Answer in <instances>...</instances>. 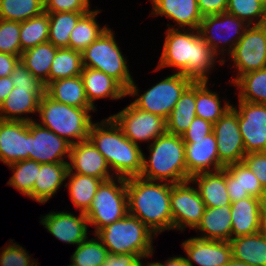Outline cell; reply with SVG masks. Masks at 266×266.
I'll return each instance as SVG.
<instances>
[{
	"instance_id": "6da1fadb",
	"label": "cell",
	"mask_w": 266,
	"mask_h": 266,
	"mask_svg": "<svg viewBox=\"0 0 266 266\" xmlns=\"http://www.w3.org/2000/svg\"><path fill=\"white\" fill-rule=\"evenodd\" d=\"M167 26L169 28L164 38L163 51L155 71L172 67L177 69L176 73L187 76L193 81H208V72L214 67L218 57L201 37L199 30L180 28V31L172 25L167 24Z\"/></svg>"
},
{
	"instance_id": "7a4b0ae2",
	"label": "cell",
	"mask_w": 266,
	"mask_h": 266,
	"mask_svg": "<svg viewBox=\"0 0 266 266\" xmlns=\"http://www.w3.org/2000/svg\"><path fill=\"white\" fill-rule=\"evenodd\" d=\"M171 188L172 183H156L140 176L126 179L128 214L141 220L156 236L173 229Z\"/></svg>"
},
{
	"instance_id": "3957f363",
	"label": "cell",
	"mask_w": 266,
	"mask_h": 266,
	"mask_svg": "<svg viewBox=\"0 0 266 266\" xmlns=\"http://www.w3.org/2000/svg\"><path fill=\"white\" fill-rule=\"evenodd\" d=\"M89 140L115 171L112 173L115 177L127 179L140 176L143 152L139 145L123 134L111 117L91 124Z\"/></svg>"
},
{
	"instance_id": "277c9868",
	"label": "cell",
	"mask_w": 266,
	"mask_h": 266,
	"mask_svg": "<svg viewBox=\"0 0 266 266\" xmlns=\"http://www.w3.org/2000/svg\"><path fill=\"white\" fill-rule=\"evenodd\" d=\"M148 160L143 154L140 177L172 184L187 181L185 143L181 135L165 134L148 144Z\"/></svg>"
},
{
	"instance_id": "5b68a950",
	"label": "cell",
	"mask_w": 266,
	"mask_h": 266,
	"mask_svg": "<svg viewBox=\"0 0 266 266\" xmlns=\"http://www.w3.org/2000/svg\"><path fill=\"white\" fill-rule=\"evenodd\" d=\"M91 110L95 111L96 109L66 105L45 94L40 99L37 113L40 116V125L73 145L89 140V130L93 123L89 114Z\"/></svg>"
},
{
	"instance_id": "8992f818",
	"label": "cell",
	"mask_w": 266,
	"mask_h": 266,
	"mask_svg": "<svg viewBox=\"0 0 266 266\" xmlns=\"http://www.w3.org/2000/svg\"><path fill=\"white\" fill-rule=\"evenodd\" d=\"M109 254H137L142 260L153 255L156 235L141 220L127 214L123 219L100 229L95 234Z\"/></svg>"
},
{
	"instance_id": "52a82bcc",
	"label": "cell",
	"mask_w": 266,
	"mask_h": 266,
	"mask_svg": "<svg viewBox=\"0 0 266 266\" xmlns=\"http://www.w3.org/2000/svg\"><path fill=\"white\" fill-rule=\"evenodd\" d=\"M107 28L89 47L82 51V65L104 72L116 80L128 96H137L138 87L129 73L127 60L122 55L114 38Z\"/></svg>"
},
{
	"instance_id": "ba28073f",
	"label": "cell",
	"mask_w": 266,
	"mask_h": 266,
	"mask_svg": "<svg viewBox=\"0 0 266 266\" xmlns=\"http://www.w3.org/2000/svg\"><path fill=\"white\" fill-rule=\"evenodd\" d=\"M84 214L88 224L94 225L95 234L113 222L123 219L128 214L126 179L114 177L103 181Z\"/></svg>"
},
{
	"instance_id": "9c48e42d",
	"label": "cell",
	"mask_w": 266,
	"mask_h": 266,
	"mask_svg": "<svg viewBox=\"0 0 266 266\" xmlns=\"http://www.w3.org/2000/svg\"><path fill=\"white\" fill-rule=\"evenodd\" d=\"M192 82L191 78L174 73L152 86L132 103L143 111L167 120L181 94Z\"/></svg>"
},
{
	"instance_id": "30bf717a",
	"label": "cell",
	"mask_w": 266,
	"mask_h": 266,
	"mask_svg": "<svg viewBox=\"0 0 266 266\" xmlns=\"http://www.w3.org/2000/svg\"><path fill=\"white\" fill-rule=\"evenodd\" d=\"M248 26V24L238 17L223 12L204 16L198 30L201 37L211 47L217 57L219 54H222L223 57V54L227 52L223 45H229L228 54H231ZM220 44H222V46ZM219 47L222 49L220 50Z\"/></svg>"
},
{
	"instance_id": "8fae6325",
	"label": "cell",
	"mask_w": 266,
	"mask_h": 266,
	"mask_svg": "<svg viewBox=\"0 0 266 266\" xmlns=\"http://www.w3.org/2000/svg\"><path fill=\"white\" fill-rule=\"evenodd\" d=\"M237 69L233 84L241 75L266 67V28L263 25L248 26L229 55Z\"/></svg>"
},
{
	"instance_id": "7c38bea8",
	"label": "cell",
	"mask_w": 266,
	"mask_h": 266,
	"mask_svg": "<svg viewBox=\"0 0 266 266\" xmlns=\"http://www.w3.org/2000/svg\"><path fill=\"white\" fill-rule=\"evenodd\" d=\"M123 134L134 144L138 141H154L167 132V123L161 116L143 111L132 102L117 114L110 116Z\"/></svg>"
},
{
	"instance_id": "4fadbf2b",
	"label": "cell",
	"mask_w": 266,
	"mask_h": 266,
	"mask_svg": "<svg viewBox=\"0 0 266 266\" xmlns=\"http://www.w3.org/2000/svg\"><path fill=\"white\" fill-rule=\"evenodd\" d=\"M191 180L172 184L170 206L173 219V230L195 229L205 211V203L197 188L190 186Z\"/></svg>"
},
{
	"instance_id": "5bb4252c",
	"label": "cell",
	"mask_w": 266,
	"mask_h": 266,
	"mask_svg": "<svg viewBox=\"0 0 266 266\" xmlns=\"http://www.w3.org/2000/svg\"><path fill=\"white\" fill-rule=\"evenodd\" d=\"M233 108L238 113L246 154L266 152V104L239 100Z\"/></svg>"
},
{
	"instance_id": "9a60e30c",
	"label": "cell",
	"mask_w": 266,
	"mask_h": 266,
	"mask_svg": "<svg viewBox=\"0 0 266 266\" xmlns=\"http://www.w3.org/2000/svg\"><path fill=\"white\" fill-rule=\"evenodd\" d=\"M219 162L225 167L242 162L246 155L239 130L238 113L232 107L213 124Z\"/></svg>"
},
{
	"instance_id": "2e32d148",
	"label": "cell",
	"mask_w": 266,
	"mask_h": 266,
	"mask_svg": "<svg viewBox=\"0 0 266 266\" xmlns=\"http://www.w3.org/2000/svg\"><path fill=\"white\" fill-rule=\"evenodd\" d=\"M71 144L64 138L40 125L29 122V160L38 163H59L69 158Z\"/></svg>"
},
{
	"instance_id": "e0dca14e",
	"label": "cell",
	"mask_w": 266,
	"mask_h": 266,
	"mask_svg": "<svg viewBox=\"0 0 266 266\" xmlns=\"http://www.w3.org/2000/svg\"><path fill=\"white\" fill-rule=\"evenodd\" d=\"M29 159V122L0 119V160L7 166Z\"/></svg>"
},
{
	"instance_id": "ac0fdd59",
	"label": "cell",
	"mask_w": 266,
	"mask_h": 266,
	"mask_svg": "<svg viewBox=\"0 0 266 266\" xmlns=\"http://www.w3.org/2000/svg\"><path fill=\"white\" fill-rule=\"evenodd\" d=\"M183 142L185 143L188 180L195 174L214 172L224 168L219 162L214 133L200 139H183Z\"/></svg>"
},
{
	"instance_id": "d6986e66",
	"label": "cell",
	"mask_w": 266,
	"mask_h": 266,
	"mask_svg": "<svg viewBox=\"0 0 266 266\" xmlns=\"http://www.w3.org/2000/svg\"><path fill=\"white\" fill-rule=\"evenodd\" d=\"M69 159L68 172L99 178L103 181L115 177L110 174V167L104 156L90 140L71 145Z\"/></svg>"
},
{
	"instance_id": "ffe728a7",
	"label": "cell",
	"mask_w": 266,
	"mask_h": 266,
	"mask_svg": "<svg viewBox=\"0 0 266 266\" xmlns=\"http://www.w3.org/2000/svg\"><path fill=\"white\" fill-rule=\"evenodd\" d=\"M189 266L195 262L199 266H226L232 259L229 241L206 240L192 237L182 243ZM192 260V261H191Z\"/></svg>"
},
{
	"instance_id": "44dd1931",
	"label": "cell",
	"mask_w": 266,
	"mask_h": 266,
	"mask_svg": "<svg viewBox=\"0 0 266 266\" xmlns=\"http://www.w3.org/2000/svg\"><path fill=\"white\" fill-rule=\"evenodd\" d=\"M74 216L67 212H50L43 216L40 223L53 236L62 242L78 245L88 238V219L83 212Z\"/></svg>"
},
{
	"instance_id": "7402d4cb",
	"label": "cell",
	"mask_w": 266,
	"mask_h": 266,
	"mask_svg": "<svg viewBox=\"0 0 266 266\" xmlns=\"http://www.w3.org/2000/svg\"><path fill=\"white\" fill-rule=\"evenodd\" d=\"M46 94V87H16L0 104V119L13 121H33L23 117L24 113L38 112L40 99ZM22 114V115H21ZM20 116V117H19Z\"/></svg>"
},
{
	"instance_id": "603a6c76",
	"label": "cell",
	"mask_w": 266,
	"mask_h": 266,
	"mask_svg": "<svg viewBox=\"0 0 266 266\" xmlns=\"http://www.w3.org/2000/svg\"><path fill=\"white\" fill-rule=\"evenodd\" d=\"M226 169V187L231 202L253 196L266 198V190L255 174L242 161L224 167Z\"/></svg>"
},
{
	"instance_id": "cb8c5ba5",
	"label": "cell",
	"mask_w": 266,
	"mask_h": 266,
	"mask_svg": "<svg viewBox=\"0 0 266 266\" xmlns=\"http://www.w3.org/2000/svg\"><path fill=\"white\" fill-rule=\"evenodd\" d=\"M261 204L262 199L253 196L231 203V238L261 231Z\"/></svg>"
},
{
	"instance_id": "d4e9b609",
	"label": "cell",
	"mask_w": 266,
	"mask_h": 266,
	"mask_svg": "<svg viewBox=\"0 0 266 266\" xmlns=\"http://www.w3.org/2000/svg\"><path fill=\"white\" fill-rule=\"evenodd\" d=\"M153 3L151 15L173 19L182 29H199L203 16L197 0H150Z\"/></svg>"
},
{
	"instance_id": "484cf974",
	"label": "cell",
	"mask_w": 266,
	"mask_h": 266,
	"mask_svg": "<svg viewBox=\"0 0 266 266\" xmlns=\"http://www.w3.org/2000/svg\"><path fill=\"white\" fill-rule=\"evenodd\" d=\"M191 183L197 189L206 207H223L231 205L226 187V169L214 172H202L191 177Z\"/></svg>"
},
{
	"instance_id": "4316f807",
	"label": "cell",
	"mask_w": 266,
	"mask_h": 266,
	"mask_svg": "<svg viewBox=\"0 0 266 266\" xmlns=\"http://www.w3.org/2000/svg\"><path fill=\"white\" fill-rule=\"evenodd\" d=\"M84 89L89 104L93 107L94 101L101 98L121 99L127 96V91L112 77L104 72L83 67L81 72Z\"/></svg>"
},
{
	"instance_id": "83f0119b",
	"label": "cell",
	"mask_w": 266,
	"mask_h": 266,
	"mask_svg": "<svg viewBox=\"0 0 266 266\" xmlns=\"http://www.w3.org/2000/svg\"><path fill=\"white\" fill-rule=\"evenodd\" d=\"M195 230L202 232L198 238L216 241L231 239L232 220L230 205L206 207L200 223Z\"/></svg>"
},
{
	"instance_id": "f1b7e54d",
	"label": "cell",
	"mask_w": 266,
	"mask_h": 266,
	"mask_svg": "<svg viewBox=\"0 0 266 266\" xmlns=\"http://www.w3.org/2000/svg\"><path fill=\"white\" fill-rule=\"evenodd\" d=\"M68 162L40 163V171L33 186V200L46 203L66 180Z\"/></svg>"
},
{
	"instance_id": "f546056e",
	"label": "cell",
	"mask_w": 266,
	"mask_h": 266,
	"mask_svg": "<svg viewBox=\"0 0 266 266\" xmlns=\"http://www.w3.org/2000/svg\"><path fill=\"white\" fill-rule=\"evenodd\" d=\"M46 94L53 100L66 105L96 109L88 102L83 80L80 75L50 82L46 86Z\"/></svg>"
},
{
	"instance_id": "4dcf8cb0",
	"label": "cell",
	"mask_w": 266,
	"mask_h": 266,
	"mask_svg": "<svg viewBox=\"0 0 266 266\" xmlns=\"http://www.w3.org/2000/svg\"><path fill=\"white\" fill-rule=\"evenodd\" d=\"M229 243L232 258L251 266H266V236L262 231L231 238Z\"/></svg>"
},
{
	"instance_id": "1f68e13d",
	"label": "cell",
	"mask_w": 266,
	"mask_h": 266,
	"mask_svg": "<svg viewBox=\"0 0 266 266\" xmlns=\"http://www.w3.org/2000/svg\"><path fill=\"white\" fill-rule=\"evenodd\" d=\"M195 109V81H193L181 94L166 120L167 132L182 135L196 117Z\"/></svg>"
},
{
	"instance_id": "d6a6232c",
	"label": "cell",
	"mask_w": 266,
	"mask_h": 266,
	"mask_svg": "<svg viewBox=\"0 0 266 266\" xmlns=\"http://www.w3.org/2000/svg\"><path fill=\"white\" fill-rule=\"evenodd\" d=\"M57 50L58 47L50 42L42 43L23 51L20 61L34 77L40 79L47 86L51 64Z\"/></svg>"
},
{
	"instance_id": "836d02e7",
	"label": "cell",
	"mask_w": 266,
	"mask_h": 266,
	"mask_svg": "<svg viewBox=\"0 0 266 266\" xmlns=\"http://www.w3.org/2000/svg\"><path fill=\"white\" fill-rule=\"evenodd\" d=\"M208 81H195V112L200 117L212 124L216 123L231 107L225 102L221 107V99L216 92L207 88Z\"/></svg>"
},
{
	"instance_id": "e575fe53",
	"label": "cell",
	"mask_w": 266,
	"mask_h": 266,
	"mask_svg": "<svg viewBox=\"0 0 266 266\" xmlns=\"http://www.w3.org/2000/svg\"><path fill=\"white\" fill-rule=\"evenodd\" d=\"M66 178H69V185L66 183L64 187L68 186L73 205L80 212L85 213L103 180L73 172H67Z\"/></svg>"
},
{
	"instance_id": "d590c367",
	"label": "cell",
	"mask_w": 266,
	"mask_h": 266,
	"mask_svg": "<svg viewBox=\"0 0 266 266\" xmlns=\"http://www.w3.org/2000/svg\"><path fill=\"white\" fill-rule=\"evenodd\" d=\"M100 10H91L84 14L71 31L69 48L82 52L89 47L108 26H99L96 18Z\"/></svg>"
},
{
	"instance_id": "8d00e7d4",
	"label": "cell",
	"mask_w": 266,
	"mask_h": 266,
	"mask_svg": "<svg viewBox=\"0 0 266 266\" xmlns=\"http://www.w3.org/2000/svg\"><path fill=\"white\" fill-rule=\"evenodd\" d=\"M49 16V39L55 47L69 48L71 31L79 19L88 12H47Z\"/></svg>"
},
{
	"instance_id": "74e56055",
	"label": "cell",
	"mask_w": 266,
	"mask_h": 266,
	"mask_svg": "<svg viewBox=\"0 0 266 266\" xmlns=\"http://www.w3.org/2000/svg\"><path fill=\"white\" fill-rule=\"evenodd\" d=\"M82 68V52L68 47L58 48L51 64L48 84L58 79L81 75Z\"/></svg>"
},
{
	"instance_id": "f35d334b",
	"label": "cell",
	"mask_w": 266,
	"mask_h": 266,
	"mask_svg": "<svg viewBox=\"0 0 266 266\" xmlns=\"http://www.w3.org/2000/svg\"><path fill=\"white\" fill-rule=\"evenodd\" d=\"M239 90V99L266 104V67L241 75L234 83Z\"/></svg>"
},
{
	"instance_id": "ab89813d",
	"label": "cell",
	"mask_w": 266,
	"mask_h": 266,
	"mask_svg": "<svg viewBox=\"0 0 266 266\" xmlns=\"http://www.w3.org/2000/svg\"><path fill=\"white\" fill-rule=\"evenodd\" d=\"M49 16L43 12L38 16L20 22V45L25 51L39 44L48 42Z\"/></svg>"
},
{
	"instance_id": "60d3db41",
	"label": "cell",
	"mask_w": 266,
	"mask_h": 266,
	"mask_svg": "<svg viewBox=\"0 0 266 266\" xmlns=\"http://www.w3.org/2000/svg\"><path fill=\"white\" fill-rule=\"evenodd\" d=\"M14 172L7 185L13 186L21 194L33 199V186L40 171V163L34 160H21L8 165Z\"/></svg>"
},
{
	"instance_id": "b9f144b4",
	"label": "cell",
	"mask_w": 266,
	"mask_h": 266,
	"mask_svg": "<svg viewBox=\"0 0 266 266\" xmlns=\"http://www.w3.org/2000/svg\"><path fill=\"white\" fill-rule=\"evenodd\" d=\"M44 12V0H0V19L23 22Z\"/></svg>"
},
{
	"instance_id": "7bdbcfd3",
	"label": "cell",
	"mask_w": 266,
	"mask_h": 266,
	"mask_svg": "<svg viewBox=\"0 0 266 266\" xmlns=\"http://www.w3.org/2000/svg\"><path fill=\"white\" fill-rule=\"evenodd\" d=\"M96 238L86 239L77 245L71 256L72 266H101L105 263L108 250L101 240ZM97 239V240H96Z\"/></svg>"
},
{
	"instance_id": "ee69618b",
	"label": "cell",
	"mask_w": 266,
	"mask_h": 266,
	"mask_svg": "<svg viewBox=\"0 0 266 266\" xmlns=\"http://www.w3.org/2000/svg\"><path fill=\"white\" fill-rule=\"evenodd\" d=\"M226 12L243 20L249 26L263 25L266 7L260 0H228Z\"/></svg>"
},
{
	"instance_id": "f6af8a7d",
	"label": "cell",
	"mask_w": 266,
	"mask_h": 266,
	"mask_svg": "<svg viewBox=\"0 0 266 266\" xmlns=\"http://www.w3.org/2000/svg\"><path fill=\"white\" fill-rule=\"evenodd\" d=\"M0 52L21 56L20 22L0 19Z\"/></svg>"
},
{
	"instance_id": "bcb514c9",
	"label": "cell",
	"mask_w": 266,
	"mask_h": 266,
	"mask_svg": "<svg viewBox=\"0 0 266 266\" xmlns=\"http://www.w3.org/2000/svg\"><path fill=\"white\" fill-rule=\"evenodd\" d=\"M30 258L22 246L16 243L9 244L0 252V266H38L37 261Z\"/></svg>"
},
{
	"instance_id": "7dc6e473",
	"label": "cell",
	"mask_w": 266,
	"mask_h": 266,
	"mask_svg": "<svg viewBox=\"0 0 266 266\" xmlns=\"http://www.w3.org/2000/svg\"><path fill=\"white\" fill-rule=\"evenodd\" d=\"M90 0H44L45 12H89Z\"/></svg>"
},
{
	"instance_id": "c3c4849f",
	"label": "cell",
	"mask_w": 266,
	"mask_h": 266,
	"mask_svg": "<svg viewBox=\"0 0 266 266\" xmlns=\"http://www.w3.org/2000/svg\"><path fill=\"white\" fill-rule=\"evenodd\" d=\"M243 162L255 174L266 190V152L248 153L244 156Z\"/></svg>"
},
{
	"instance_id": "681fc988",
	"label": "cell",
	"mask_w": 266,
	"mask_h": 266,
	"mask_svg": "<svg viewBox=\"0 0 266 266\" xmlns=\"http://www.w3.org/2000/svg\"><path fill=\"white\" fill-rule=\"evenodd\" d=\"M11 81L16 87H46L40 79L33 76L21 61L15 66L11 74Z\"/></svg>"
},
{
	"instance_id": "f907efd6",
	"label": "cell",
	"mask_w": 266,
	"mask_h": 266,
	"mask_svg": "<svg viewBox=\"0 0 266 266\" xmlns=\"http://www.w3.org/2000/svg\"><path fill=\"white\" fill-rule=\"evenodd\" d=\"M211 133H213V124L196 116L181 136L182 139H200Z\"/></svg>"
},
{
	"instance_id": "816d5d0a",
	"label": "cell",
	"mask_w": 266,
	"mask_h": 266,
	"mask_svg": "<svg viewBox=\"0 0 266 266\" xmlns=\"http://www.w3.org/2000/svg\"><path fill=\"white\" fill-rule=\"evenodd\" d=\"M140 257L137 254H108L101 266H138Z\"/></svg>"
},
{
	"instance_id": "f5cc1de1",
	"label": "cell",
	"mask_w": 266,
	"mask_h": 266,
	"mask_svg": "<svg viewBox=\"0 0 266 266\" xmlns=\"http://www.w3.org/2000/svg\"><path fill=\"white\" fill-rule=\"evenodd\" d=\"M202 16L226 12L228 0H197Z\"/></svg>"
},
{
	"instance_id": "db71d44e",
	"label": "cell",
	"mask_w": 266,
	"mask_h": 266,
	"mask_svg": "<svg viewBox=\"0 0 266 266\" xmlns=\"http://www.w3.org/2000/svg\"><path fill=\"white\" fill-rule=\"evenodd\" d=\"M19 61V56L0 52V77L11 76Z\"/></svg>"
},
{
	"instance_id": "11a10c76",
	"label": "cell",
	"mask_w": 266,
	"mask_h": 266,
	"mask_svg": "<svg viewBox=\"0 0 266 266\" xmlns=\"http://www.w3.org/2000/svg\"><path fill=\"white\" fill-rule=\"evenodd\" d=\"M14 84L11 81V76L0 77V104L7 98Z\"/></svg>"
},
{
	"instance_id": "9f6ffc18",
	"label": "cell",
	"mask_w": 266,
	"mask_h": 266,
	"mask_svg": "<svg viewBox=\"0 0 266 266\" xmlns=\"http://www.w3.org/2000/svg\"><path fill=\"white\" fill-rule=\"evenodd\" d=\"M164 265L165 266H189L187 264L185 257L183 256H175V257H171L170 259L168 258L165 261Z\"/></svg>"
},
{
	"instance_id": "6f0895ef",
	"label": "cell",
	"mask_w": 266,
	"mask_h": 266,
	"mask_svg": "<svg viewBox=\"0 0 266 266\" xmlns=\"http://www.w3.org/2000/svg\"><path fill=\"white\" fill-rule=\"evenodd\" d=\"M261 231L266 232V198L261 204Z\"/></svg>"
},
{
	"instance_id": "680465c9",
	"label": "cell",
	"mask_w": 266,
	"mask_h": 266,
	"mask_svg": "<svg viewBox=\"0 0 266 266\" xmlns=\"http://www.w3.org/2000/svg\"><path fill=\"white\" fill-rule=\"evenodd\" d=\"M226 266H251V265L232 258Z\"/></svg>"
},
{
	"instance_id": "91938a15",
	"label": "cell",
	"mask_w": 266,
	"mask_h": 266,
	"mask_svg": "<svg viewBox=\"0 0 266 266\" xmlns=\"http://www.w3.org/2000/svg\"><path fill=\"white\" fill-rule=\"evenodd\" d=\"M143 262L141 261V259H140V261L138 262V266H165L163 263H160V262H151V263H146V265L145 264H142Z\"/></svg>"
},
{
	"instance_id": "94428289",
	"label": "cell",
	"mask_w": 266,
	"mask_h": 266,
	"mask_svg": "<svg viewBox=\"0 0 266 266\" xmlns=\"http://www.w3.org/2000/svg\"><path fill=\"white\" fill-rule=\"evenodd\" d=\"M263 26L266 28V14H265V19H264V22H263Z\"/></svg>"
},
{
	"instance_id": "6125c7cd",
	"label": "cell",
	"mask_w": 266,
	"mask_h": 266,
	"mask_svg": "<svg viewBox=\"0 0 266 266\" xmlns=\"http://www.w3.org/2000/svg\"><path fill=\"white\" fill-rule=\"evenodd\" d=\"M266 7V0H260Z\"/></svg>"
}]
</instances>
